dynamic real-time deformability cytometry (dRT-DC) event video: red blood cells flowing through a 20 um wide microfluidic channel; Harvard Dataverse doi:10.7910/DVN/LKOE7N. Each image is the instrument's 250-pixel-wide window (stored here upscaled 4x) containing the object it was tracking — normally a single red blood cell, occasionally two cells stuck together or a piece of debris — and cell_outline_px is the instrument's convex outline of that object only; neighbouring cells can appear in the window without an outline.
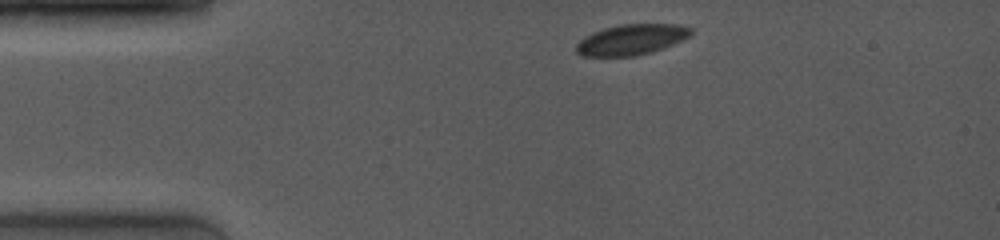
{"species": "common noctule bat (a hibernating species)", "species_latin": "Nyctalus noctula", "temperature_condition": "room temperature", "stored_images_in_passage": 6, "camera_frame_rate_fps": 4000, "um_per_image_px": 0.085, "animal": {"sex": "female", "body_mass_g": 19.0, "forearm_length_mm": 53.3}, "frame": {"image": 1, "passage_image": 1, "time_ms": 0.0, "image_size_px": [1000, 240], "cell_outline_px": [[692, 32], [688, 36], [664, 48], [652, 52], [636, 56], [580, 56], [576, 52], [576, 44], [584, 36], [592, 32], [604, 28], [620, 24], [676, 24], [692, 28]], "centroid_in_image_um": [53.62, 3.37], "position_along_channel_um": 31.4, "area_um2": 20.46}}
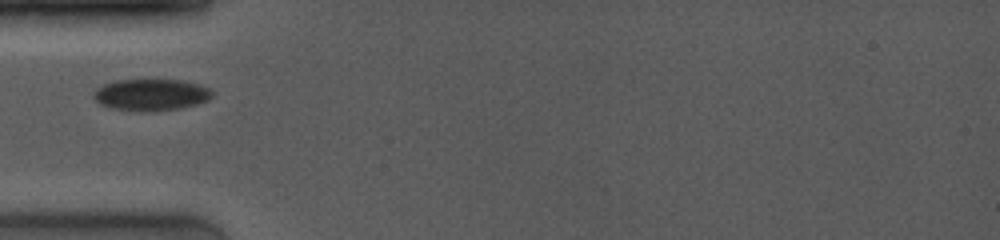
{"frame": {"image": 2, "passage_image": 4, "time_ms": 2.25, "image_size_px": [1000, 240], "cell_outline_px": [[212, 96], [208, 100], [196, 104], [180, 108], [148, 112], [136, 112], [108, 108], [100, 104], [92, 96], [92, 92], [96, 88], [112, 80], [180, 80], [196, 84], [208, 88], [212, 92]], "centroid_in_image_um": [12.76, 8.07], "position_along_channel_um": 72.2, "area_um2": 22.08}}
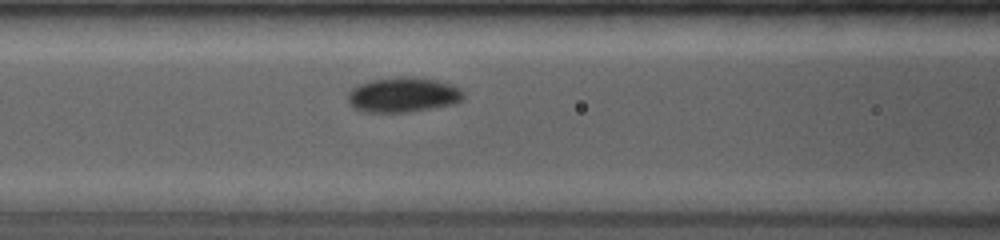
{"frame": {"image": 3, "passage_image": 6, "time_ms": 3.75, "image_size_px": [1000, 240], "cell_outline_px": [[464, 96], [460, 100], [452, 104], [432, 108], [408, 112], [364, 112], [352, 108], [348, 104], [348, 92], [356, 84], [372, 80], [400, 76], [412, 76], [436, 80], [452, 84], [460, 88], [464, 92]], "centroid_in_image_um": [34.22, 8.05], "position_along_channel_um": 132.4, "area_um2": 23.81}}